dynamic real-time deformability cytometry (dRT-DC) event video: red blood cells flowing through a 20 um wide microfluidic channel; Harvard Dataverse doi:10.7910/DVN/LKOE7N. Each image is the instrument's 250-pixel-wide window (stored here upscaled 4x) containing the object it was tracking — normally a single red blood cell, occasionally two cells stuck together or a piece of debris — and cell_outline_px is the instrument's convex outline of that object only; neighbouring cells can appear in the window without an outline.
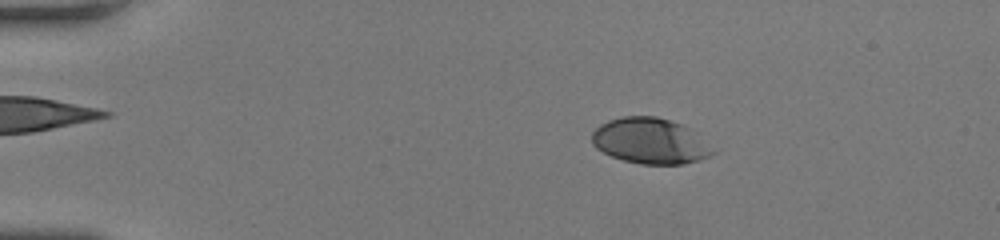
{"species": "human", "species_latin": "Homo sapiens", "temperature_condition": "room temperature", "stored_images_in_passage": 46, "camera_frame_rate_fps": 3000, "um_per_image_px": 0.085, "donor": {"sex": "female"}, "frame": {"image": 1, "passage_image": 5, "time_ms": 1.333, "image_size_px": [1000, 240], "cell_outline_px": [[716, 152], [708, 156], [684, 164], [640, 164], [624, 160], [612, 156], [596, 148], [592, 144], [592, 132], [600, 124], [608, 120], [624, 116], [656, 116], [680, 124], [700, 132]], "centroid_in_image_um": [55.29, 11.97], "position_along_channel_um": 29.7, "area_um2": 32.37}}
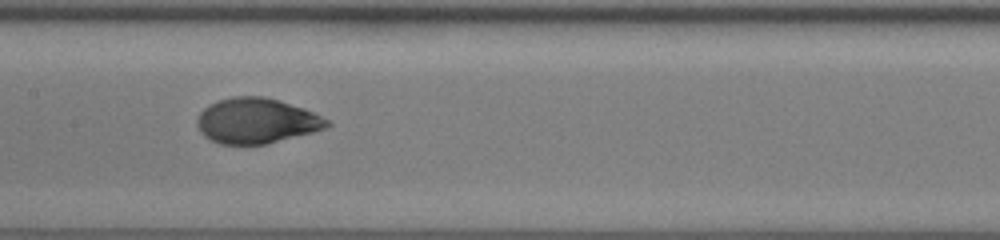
{"frame": {"image": 2, "passage_image": 22, "time_ms": 7.0, "image_size_px": [1000, 240], "cell_outline_px": [[332, 124], [324, 128], [312, 132], [264, 144], [220, 144], [204, 136], [200, 132], [196, 124], [196, 120], [200, 112], [208, 104], [232, 96], [264, 96], [280, 100], [304, 108], [328, 120]], "centroid_in_image_um": [21.76, 10.25], "position_along_channel_um": 185.6, "area_um2": 34.16}}
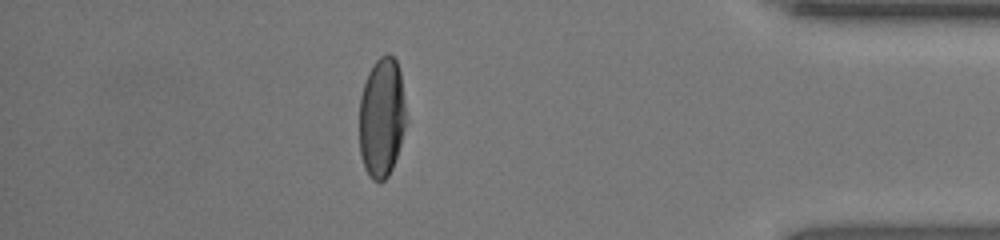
{"frame": {"image": 3, "passage_image": 40, "time_ms": 13.0, "image_size_px": [1000, 240], "cell_outline_px": [[404, 128], [400, 144], [392, 168], [388, 176], [380, 184], [372, 180], [368, 176], [364, 168], [360, 156], [360, 96], [368, 72], [376, 60], [380, 56], [388, 52], [396, 60], [400, 72], [404, 104]], "centroid_in_image_um": [32.42, 10.01], "position_along_channel_um": 402.8, "area_um2": 32.48}, "authors_computed_cell_mechanics": {"area_um2": 33.5818, "velocity_mm_per_s": 4.1928, "shape_relaxation_time_tau1_ms": 3.4091, "shape_relaxation_time_tau2_ms": 0.6188, "deformation_change_tau1": 0.1919, "deformation_change_tau2": 0.039}}